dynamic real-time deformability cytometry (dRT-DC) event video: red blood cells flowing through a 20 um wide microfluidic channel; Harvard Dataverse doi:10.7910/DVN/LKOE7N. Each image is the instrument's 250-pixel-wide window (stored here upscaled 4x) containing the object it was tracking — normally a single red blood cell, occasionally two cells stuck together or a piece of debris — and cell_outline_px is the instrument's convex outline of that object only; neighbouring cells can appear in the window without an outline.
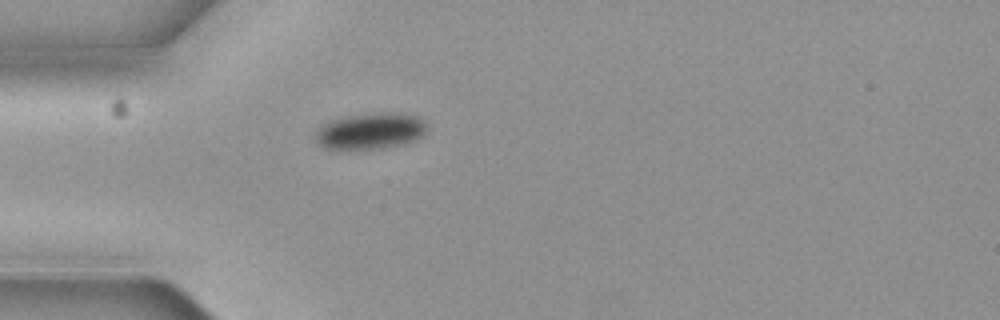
{"species": "common noctule bat (a hibernating species)", "species_latin": "Nyctalus noctula", "temperature_condition": "cold", "stored_images_in_passage": 4, "camera_frame_rate_fps": 3000, "um_per_image_px": 0.085, "animal": {"sex": "female", "body_mass_g": 19.3, "forearm_length_mm": 54.1}, "frame": {"image": 1, "passage_image": 4, "time_ms": 1.0, "image_size_px": [1000, 320], "cell_outline_px": [[428, 132], [424, 136], [416, 140], [400, 144], [380, 148], [324, 148], [316, 140], [316, 128], [320, 124], [328, 120], [364, 112], [400, 112], [420, 116], [424, 120], [428, 128]], "centroid_in_image_um": [31.53, 11.08], "position_along_channel_um": 53.5, "area_um2": 24.1}}